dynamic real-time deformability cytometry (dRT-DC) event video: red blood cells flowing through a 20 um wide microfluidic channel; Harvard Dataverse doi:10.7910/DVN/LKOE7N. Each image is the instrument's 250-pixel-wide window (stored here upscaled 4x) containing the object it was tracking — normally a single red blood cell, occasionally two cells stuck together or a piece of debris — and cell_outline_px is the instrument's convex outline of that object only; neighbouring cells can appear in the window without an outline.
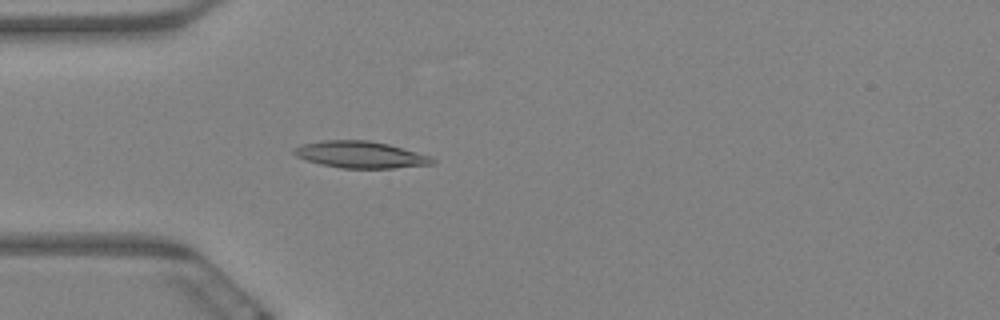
{"species": "Egyptian fruit bat (a non-hibernating species)", "species_latin": "Rousettus aegyptiacus", "temperature_condition": "warm", "stored_images_in_passage": 6, "camera_frame_rate_fps": 3000, "um_per_image_px": 0.085, "animal": {"sex": "female"}, "frame": {"image": 1, "passage_image": 6, "time_ms": 1.667, "image_size_px": [1000, 320], "cell_outline_px": [[436, 160], [432, 164], [392, 168], [340, 168], [320, 164], [296, 156], [292, 152], [300, 144], [324, 140], [368, 140], [388, 144], [432, 156]], "centroid_in_image_um": [30.64, 13.14], "position_along_channel_um": 54.4, "area_um2": 21.5}}